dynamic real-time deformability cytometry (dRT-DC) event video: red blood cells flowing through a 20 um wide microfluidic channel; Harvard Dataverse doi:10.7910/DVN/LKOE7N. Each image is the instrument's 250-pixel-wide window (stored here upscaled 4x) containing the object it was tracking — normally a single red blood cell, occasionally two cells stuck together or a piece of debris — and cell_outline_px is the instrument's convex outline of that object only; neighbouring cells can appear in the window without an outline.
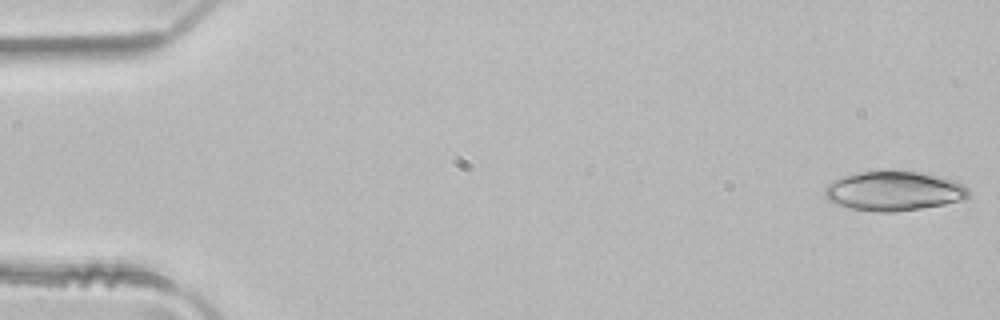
{"species": "common noctule bat (a hibernating species)", "species_latin": "Nyctalus noctula", "temperature_condition": "room temperature", "stored_images_in_passage": 4, "camera_frame_rate_fps": 3000, "um_per_image_px": 0.085, "animal": {"sex": "male", "body_mass_g": 21.5, "forearm_length_mm": 52.0}, "frame": {"image": 1, "passage_image": 1, "time_ms": 0.0, "image_size_px": [1000, 320], "cell_outline_px": [[972, 196], [964, 200], [944, 204], [896, 212], [872, 212], [852, 208], [836, 204], [828, 200], [824, 196], [824, 188], [832, 180], [840, 176], [856, 172], [884, 168], [888, 168], [920, 172], [952, 180], [964, 184], [972, 192]], "centroid_in_image_um": [75.96, 16.2], "position_along_channel_um": 9.0, "area_um2": 34.16}}